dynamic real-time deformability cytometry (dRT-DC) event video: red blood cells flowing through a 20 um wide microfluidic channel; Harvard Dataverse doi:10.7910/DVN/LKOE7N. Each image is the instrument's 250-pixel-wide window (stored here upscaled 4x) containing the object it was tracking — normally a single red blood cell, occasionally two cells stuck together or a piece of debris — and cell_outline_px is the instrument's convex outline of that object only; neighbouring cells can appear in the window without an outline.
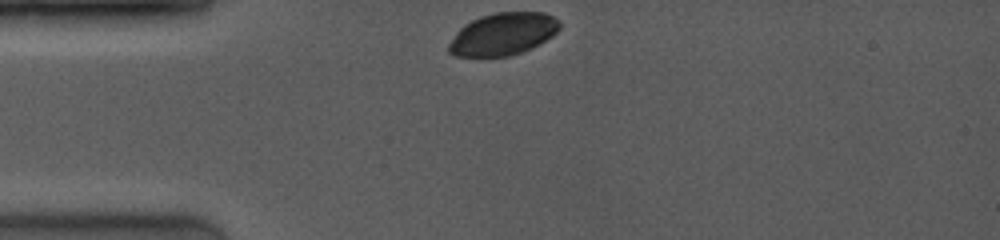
{"species": "common noctule bat (a hibernating species)", "species_latin": "Nyctalus noctula", "temperature_condition": "room temperature", "stored_images_in_passage": 30, "camera_frame_rate_fps": 4000, "um_per_image_px": 0.085, "animal": {"sex": "female", "body_mass_g": 19.0, "forearm_length_mm": 53.3}, "frame": {"image": 1, "passage_image": 1, "time_ms": 0.0, "image_size_px": [1000, 240], "cell_outline_px": [[560, 28], [552, 36], [540, 44], [532, 48], [508, 56], [456, 56], [448, 52], [448, 44], [456, 32], [464, 24], [480, 16], [496, 12], [544, 12], [560, 20]], "centroid_in_image_um": [42.76, 2.88], "position_along_channel_um": 42.2, "area_um2": 27.4}}